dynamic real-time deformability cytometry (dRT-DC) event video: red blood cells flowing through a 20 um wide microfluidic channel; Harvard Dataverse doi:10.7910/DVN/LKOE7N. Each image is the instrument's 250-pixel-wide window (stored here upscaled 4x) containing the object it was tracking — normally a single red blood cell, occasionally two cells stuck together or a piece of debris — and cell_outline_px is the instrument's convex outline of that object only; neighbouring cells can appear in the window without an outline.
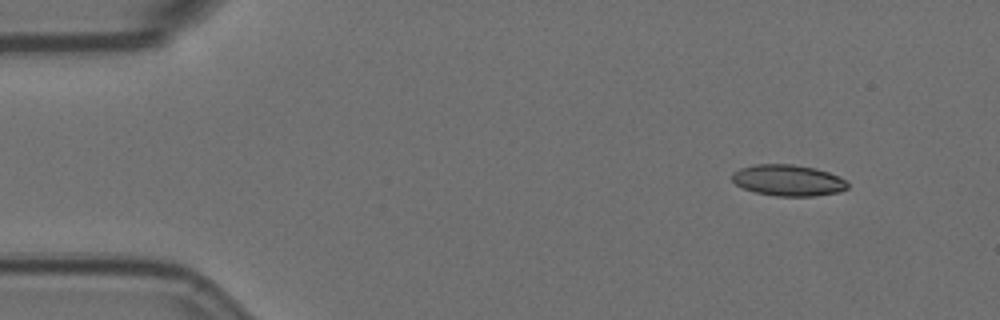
{"species": "Egyptian fruit bat (a non-hibernating species)", "species_latin": "Rousettus aegyptiacus", "temperature_condition": "room temperature", "stored_images_in_passage": 4, "camera_frame_rate_fps": 3000, "um_per_image_px": 0.085, "animal": {"sex": "female"}, "frame": {"image": 1, "passage_image": 1, "time_ms": 0.0, "image_size_px": [1000, 320], "cell_outline_px": [[848, 188], [840, 192], [812, 196], [776, 196], [756, 192], [744, 188], [736, 184], [732, 180], [732, 172], [740, 168], [756, 164], [792, 164], [816, 168], [828, 172], [844, 180], [848, 184]], "centroid_in_image_um": [66.98, 15.32], "position_along_channel_um": 18.0, "area_um2": 20.92}}
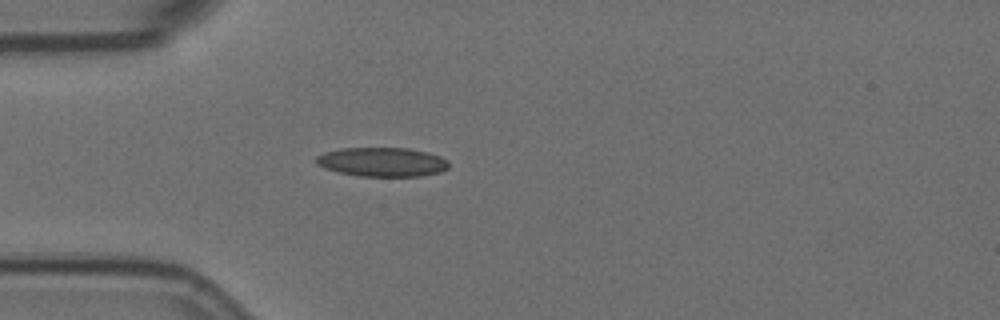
{"frame": {"image": 2, "passage_image": 4, "time_ms": 1.0, "image_size_px": [1000, 320], "cell_outline_px": [[448, 168], [440, 172], [420, 176], [360, 176], [340, 172], [324, 168], [316, 164], [316, 156], [324, 152], [340, 148], [408, 148], [428, 152], [440, 156], [448, 160]], "centroid_in_image_um": [32.49, 13.76], "position_along_channel_um": 52.5, "area_um2": 22.54}}